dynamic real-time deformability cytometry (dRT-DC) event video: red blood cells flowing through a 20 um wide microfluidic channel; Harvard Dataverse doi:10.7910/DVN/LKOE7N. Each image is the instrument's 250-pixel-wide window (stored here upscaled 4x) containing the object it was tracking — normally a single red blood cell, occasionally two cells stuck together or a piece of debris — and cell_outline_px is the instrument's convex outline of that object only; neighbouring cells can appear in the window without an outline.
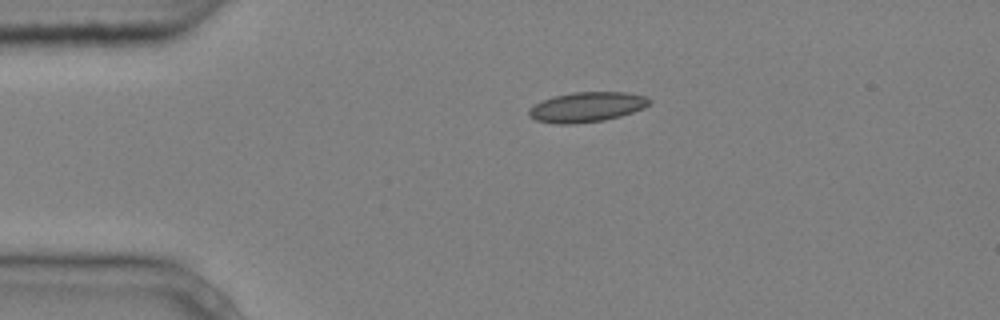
{"species": "common noctule bat (a hibernating species)", "species_latin": "Nyctalus noctula", "temperature_condition": "cold", "stored_images_in_passage": 2, "camera_frame_rate_fps": 3000, "um_per_image_px": 0.085, "animal": {"sex": "male", "body_mass_g": 20.4}, "frame": {"image": 1, "passage_image": 1, "time_ms": 0.0, "image_size_px": [1000, 320], "cell_outline_px": [[652, 100], [644, 108], [620, 116], [604, 120], [572, 124], [556, 124], [536, 120], [528, 116], [528, 108], [544, 100], [556, 96], [572, 92], [628, 92], [644, 96]], "centroid_in_image_um": [49.87, 9.1], "position_along_channel_um": 35.1, "area_um2": 20.92}}